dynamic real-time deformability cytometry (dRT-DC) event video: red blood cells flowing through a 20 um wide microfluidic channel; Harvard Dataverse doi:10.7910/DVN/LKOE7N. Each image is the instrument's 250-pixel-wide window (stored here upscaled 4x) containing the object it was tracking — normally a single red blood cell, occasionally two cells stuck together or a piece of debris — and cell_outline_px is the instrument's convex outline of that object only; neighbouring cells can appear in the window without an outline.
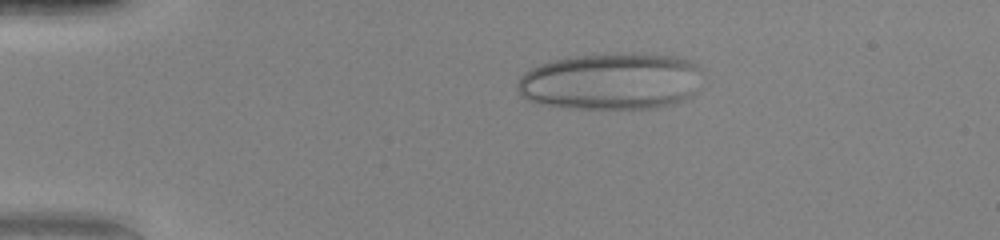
{"species": "human", "species_latin": "Homo sapiens", "temperature_condition": "warm", "stored_images_in_passage": 51, "camera_frame_rate_fps": 3000, "um_per_image_px": 0.085, "donor": {"sex": "female"}, "frame": {"image": 1, "passage_image": 11, "time_ms": 3.333, "image_size_px": [1000, 240], "cell_outline_px": [[700, 72], [692, 96], [676, 104], [656, 108], [564, 108], [536, 104], [520, 96], [516, 88], [516, 84], [520, 76], [524, 72], [540, 64], [552, 60], [568, 56], [608, 52], [632, 52], [676, 56], [688, 60], [696, 64], [700, 68]], "centroid_in_image_um": [51.88, 6.9], "position_along_channel_um": 33.1, "area_um2": 62.48}}
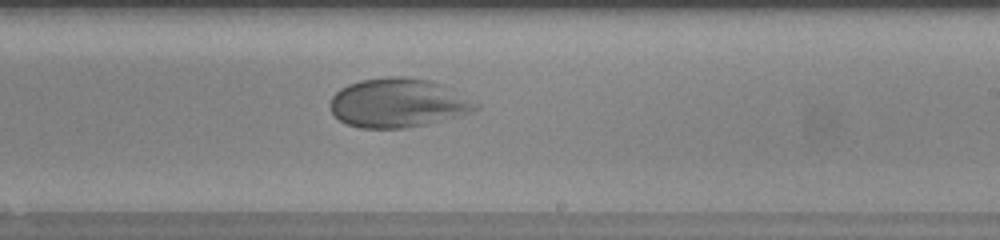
{"frame": {"image": 2, "passage_image": 32, "time_ms": 10.333, "image_size_px": [1000, 240], "cell_outline_px": [[480, 108], [456, 116], [424, 124], [404, 128], [360, 128], [344, 124], [332, 112], [328, 104], [332, 96], [340, 88], [348, 84], [360, 80], [388, 76], [408, 76], [432, 80], [444, 84], [480, 104]], "centroid_in_image_um": [33.8, 8.72], "position_along_channel_um": 255.2, "area_um2": 41.85}}
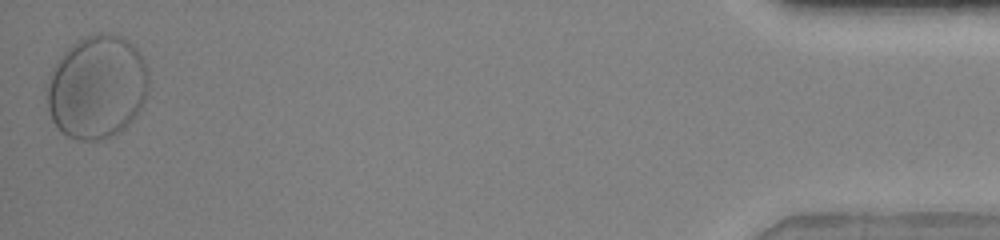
{"frame": {"image": 3, "passage_image": 51, "time_ms": 16.667, "image_size_px": [1000, 240], "cell_outline_px": [[148, 92], [144, 104], [136, 116], [120, 132], [112, 136], [100, 140], [76, 140], [60, 132], [52, 120], [48, 108], [48, 76], [60, 56], [76, 40], [100, 32], [112, 32], [124, 36], [140, 52], [144, 60], [148, 72]], "centroid_in_image_um": [8.27, 7.39], "position_along_channel_um": 426.9, "area_um2": 61.96}}